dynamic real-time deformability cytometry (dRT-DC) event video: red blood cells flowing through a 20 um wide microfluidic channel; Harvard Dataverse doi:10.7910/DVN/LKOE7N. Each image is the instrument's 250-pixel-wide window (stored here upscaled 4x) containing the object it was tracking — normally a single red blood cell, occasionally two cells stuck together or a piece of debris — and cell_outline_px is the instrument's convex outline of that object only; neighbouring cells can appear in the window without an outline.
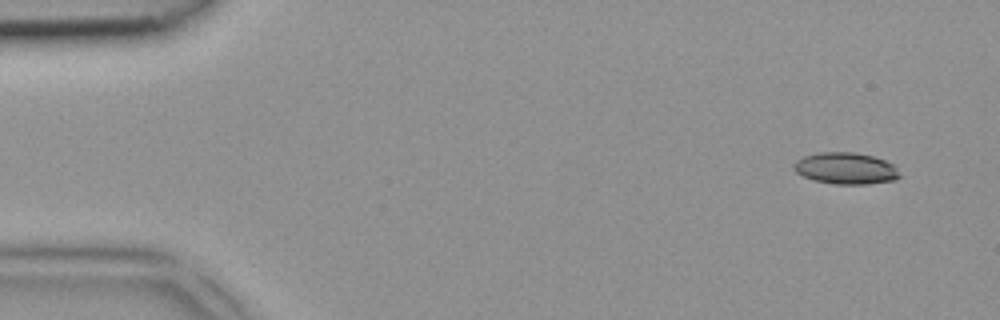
{"species": "common noctule bat (a hibernating species)", "species_latin": "Nyctalus noctula", "temperature_condition": "room temperature", "stored_images_in_passage": 5, "camera_frame_rate_fps": 3000, "um_per_image_px": 0.085, "animal": {"sex": "female", "body_mass_g": 18.4}, "frame": {"image": 1, "passage_image": 1, "time_ms": 0.0, "image_size_px": [1000, 320], "cell_outline_px": [[900, 176], [892, 180], [868, 184], [836, 184], [812, 180], [796, 172], [792, 168], [792, 164], [796, 160], [804, 156], [820, 152], [852, 152], [872, 156], [896, 164]], "centroid_in_image_um": [71.87, 14.31], "position_along_channel_um": 13.1, "area_um2": 19.54}}